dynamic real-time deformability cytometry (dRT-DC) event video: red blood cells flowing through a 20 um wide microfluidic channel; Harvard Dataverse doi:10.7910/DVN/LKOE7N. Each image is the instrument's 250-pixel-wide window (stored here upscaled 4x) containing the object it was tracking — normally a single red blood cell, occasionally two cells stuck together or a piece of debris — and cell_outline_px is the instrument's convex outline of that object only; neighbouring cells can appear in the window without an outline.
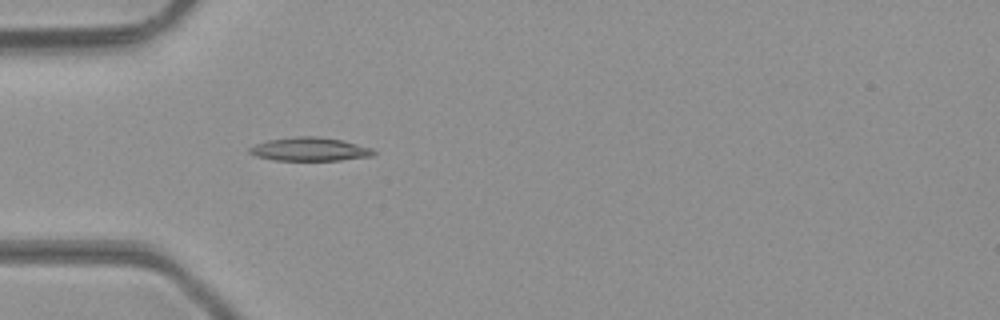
{"species": "common noctule bat (a hibernating species)", "species_latin": "Nyctalus noctula", "temperature_condition": "room temperature", "stored_images_in_passage": 45, "camera_frame_rate_fps": 3000, "um_per_image_px": 0.085, "animal": {"sex": "male", "body_mass_g": 23.1, "forearm_length_mm": 52.7}, "frame": {"image": 1, "passage_image": 12, "time_ms": 3.667, "image_size_px": [1000, 320], "cell_outline_px": [[376, 152], [372, 156], [340, 160], [276, 160], [256, 156], [248, 152], [248, 148], [256, 144], [268, 140], [296, 136], [316, 136], [344, 140], [372, 148]], "centroid_in_image_um": [26.34, 12.68], "position_along_channel_um": 58.7, "area_um2": 16.99}}
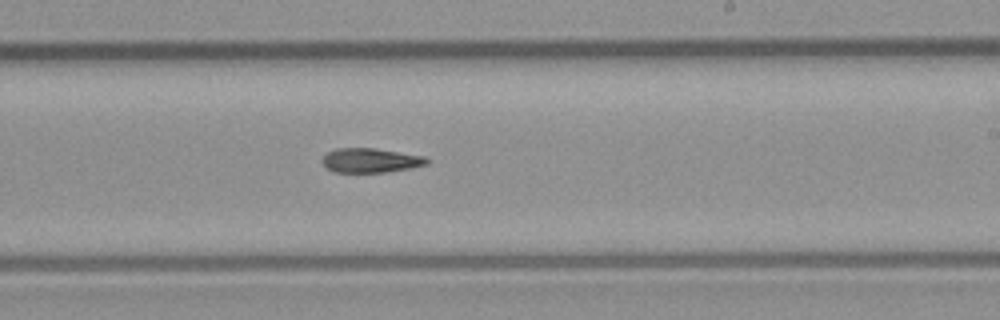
{"frame": {"image": 2, "passage_image": 26, "time_ms": 8.333, "image_size_px": [1000, 320], "cell_outline_px": [[428, 164], [412, 168], [388, 172], [332, 172], [324, 164], [324, 156], [328, 152], [336, 148], [372, 148], [424, 156], [428, 160]], "centroid_in_image_um": [31.52, 13.64], "position_along_channel_um": 257.5, "area_um2": 14.68}}
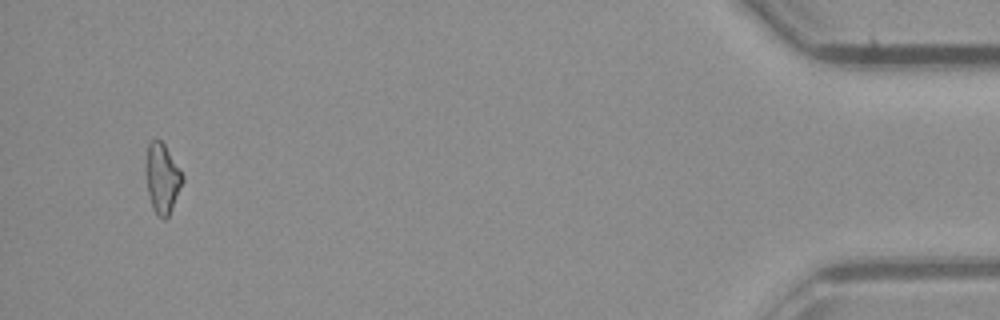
{"frame": {"image": 3, "passage_image": 43, "time_ms": 14.0, "image_size_px": [1000, 320], "cell_outline_px": [[184, 180], [168, 216], [164, 220], [156, 216], [152, 208], [148, 192], [144, 164], [148, 144], [152, 140], [160, 140], [164, 144], [184, 176]], "centroid_in_image_um": [13.76, 15.17], "position_along_channel_um": 421.4, "area_um2": 14.97}}